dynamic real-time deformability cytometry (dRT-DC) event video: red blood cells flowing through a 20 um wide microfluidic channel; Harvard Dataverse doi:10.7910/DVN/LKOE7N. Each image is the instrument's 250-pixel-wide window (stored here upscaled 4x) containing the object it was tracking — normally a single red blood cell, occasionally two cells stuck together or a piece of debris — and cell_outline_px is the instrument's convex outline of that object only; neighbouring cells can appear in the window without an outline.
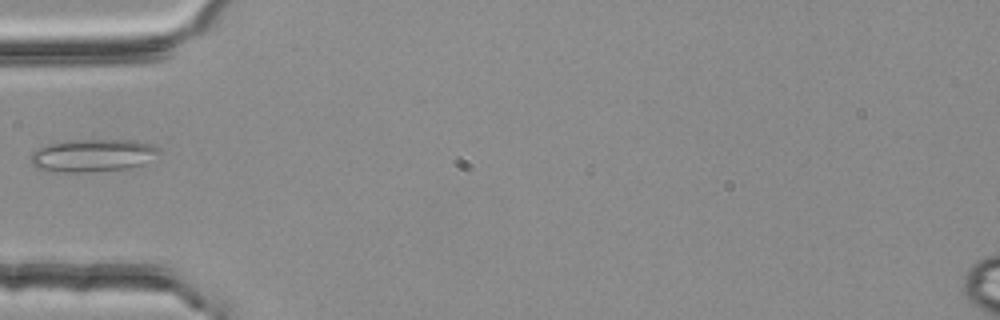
{"species": "common noctule bat (a hibernating species)", "species_latin": "Nyctalus noctula", "temperature_condition": "room temperature", "stored_images_in_passage": 6, "camera_frame_rate_fps": 3000, "um_per_image_px": 0.085, "animal": {"sex": "female", "body_mass_g": 25.1}, "frame": {"image": 1, "passage_image": 1, "time_ms": 0.0, "image_size_px": [1000, 320], "cell_outline_px": [[160, 152], [144, 164], [128, 168], [84, 172], [68, 172], [36, 168], [32, 164], [32, 152], [36, 148], [48, 144], [68, 140], [132, 140], [152, 144], [160, 148]], "centroid_in_image_um": [7.9, 13.2], "position_along_channel_um": 77.1, "area_um2": 24.28}}